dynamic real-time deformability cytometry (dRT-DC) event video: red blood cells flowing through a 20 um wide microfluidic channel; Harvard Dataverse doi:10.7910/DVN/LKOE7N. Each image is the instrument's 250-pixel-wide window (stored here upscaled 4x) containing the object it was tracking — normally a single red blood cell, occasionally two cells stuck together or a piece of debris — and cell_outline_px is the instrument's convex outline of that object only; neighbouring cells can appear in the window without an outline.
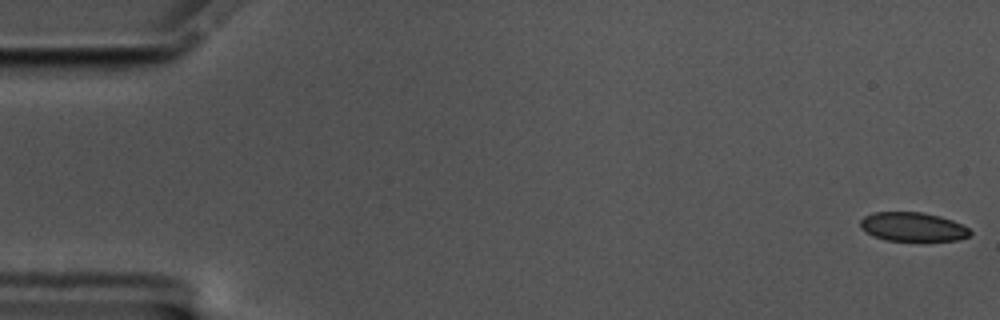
{"species": "common noctule bat (a hibernating species)", "species_latin": "Nyctalus noctula", "temperature_condition": "cold", "stored_images_in_passage": 8, "camera_frame_rate_fps": 3000, "um_per_image_px": 0.085, "animal": {"sex": "male", "body_mass_g": 17.5, "forearm_length_mm": 52.3}, "frame": {"image": 1, "passage_image": 1, "time_ms": 0.0, "image_size_px": [1000, 320], "cell_outline_px": [[972, 232], [968, 236], [956, 240], [884, 240], [872, 236], [860, 228], [860, 220], [864, 216], [872, 212], [920, 212], [940, 216], [952, 220], [968, 228]], "centroid_in_image_um": [77.53, 19.27], "position_along_channel_um": 7.5, "area_um2": 18.44}}